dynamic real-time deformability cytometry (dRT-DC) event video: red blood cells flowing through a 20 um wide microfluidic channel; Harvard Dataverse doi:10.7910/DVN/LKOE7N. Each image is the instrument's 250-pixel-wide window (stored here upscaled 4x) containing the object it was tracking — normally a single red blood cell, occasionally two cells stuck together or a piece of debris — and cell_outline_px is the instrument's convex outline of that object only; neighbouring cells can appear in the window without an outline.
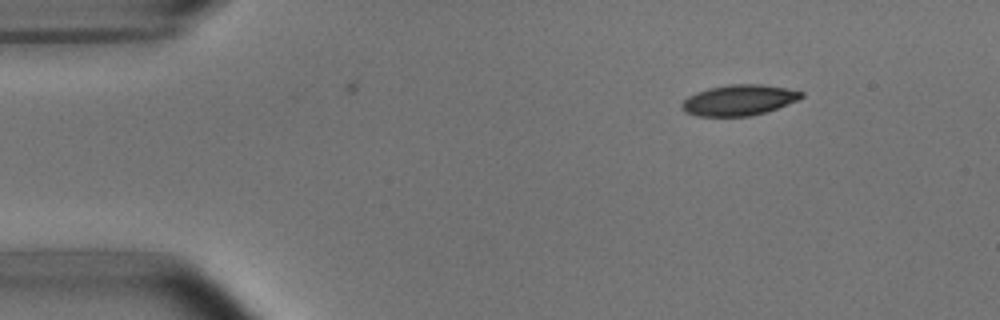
{"species": "common noctule bat (a hibernating species)", "species_latin": "Nyctalus noctula", "temperature_condition": "room temperature", "stored_images_in_passage": 2, "camera_frame_rate_fps": 3000, "um_per_image_px": 0.085, "animal": {"sex": "male", "body_mass_g": 15.6}, "frame": {"image": 1, "passage_image": 1, "time_ms": 0.0, "image_size_px": [1000, 320], "cell_outline_px": [[804, 96], [800, 100], [764, 112], [748, 116], [696, 116], [684, 112], [680, 104], [688, 96], [696, 92], [708, 88], [728, 84], [760, 84], [784, 88], [804, 92]], "centroid_in_image_um": [62.79, 8.51], "position_along_channel_um": 22.2, "area_um2": 21.39}}